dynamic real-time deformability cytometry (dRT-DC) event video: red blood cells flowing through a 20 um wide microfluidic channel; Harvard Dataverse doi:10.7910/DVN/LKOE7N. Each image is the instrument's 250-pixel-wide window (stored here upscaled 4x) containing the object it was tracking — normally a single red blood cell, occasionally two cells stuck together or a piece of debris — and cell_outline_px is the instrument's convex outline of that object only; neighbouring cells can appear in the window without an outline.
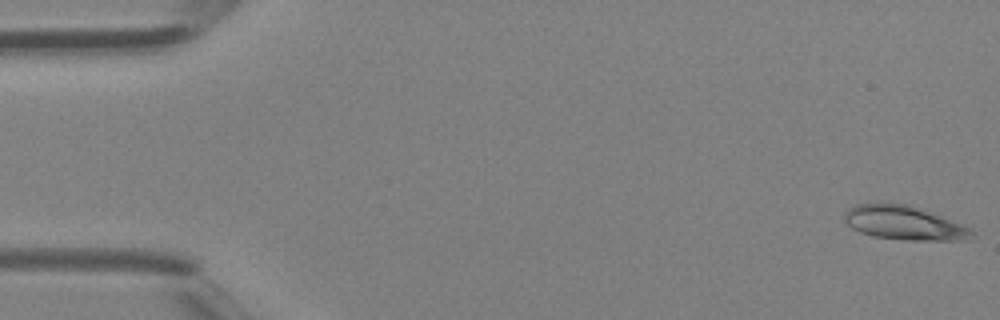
{"species": "Egyptian fruit bat (a non-hibernating species)", "species_latin": "Rousettus aegyptiacus", "temperature_condition": "room temperature", "stored_images_in_passage": 46, "camera_frame_rate_fps": 3000, "um_per_image_px": 0.085, "animal": {"sex": "female"}, "frame": {"image": 1, "passage_image": 1, "time_ms": 0.0, "image_size_px": [1000, 320], "cell_outline_px": [[972, 232], [964, 236], [952, 240], [908, 240], [872, 236], [860, 232], [852, 228], [844, 220], [844, 212], [848, 208], [856, 204], [876, 200], [880, 200], [908, 204], [940, 216], [968, 228]], "centroid_in_image_um": [76.62, 18.88], "position_along_channel_um": 8.4, "area_um2": 24.97}}
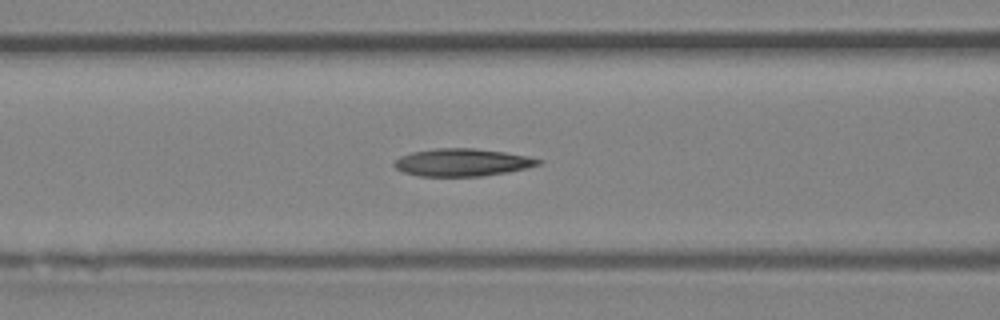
{"frame": {"image": 2, "passage_image": 19, "time_ms": 6.0, "image_size_px": [1000, 320], "cell_outline_px": [[544, 160], [540, 164], [508, 172], [480, 176], [420, 176], [404, 172], [396, 168], [392, 164], [400, 156], [412, 152], [436, 148], [476, 148], [504, 152], [528, 156]], "centroid_in_image_um": [39.29, 13.8], "position_along_channel_um": 127.3, "area_um2": 23.06}}
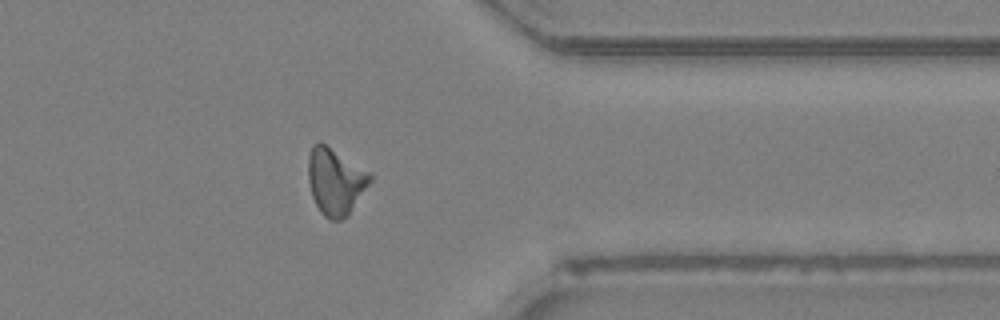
{"frame": {"image": 3, "passage_image": 37, "time_ms": 12.0, "image_size_px": [1000, 320], "cell_outline_px": [[372, 180], [348, 216], [340, 220], [332, 220], [324, 216], [320, 212], [312, 196], [308, 180], [308, 156], [312, 144], [320, 140], [372, 172]], "centroid_in_image_um": [28.52, 15.38], "position_along_channel_um": 382.9, "area_um2": 24.51}}